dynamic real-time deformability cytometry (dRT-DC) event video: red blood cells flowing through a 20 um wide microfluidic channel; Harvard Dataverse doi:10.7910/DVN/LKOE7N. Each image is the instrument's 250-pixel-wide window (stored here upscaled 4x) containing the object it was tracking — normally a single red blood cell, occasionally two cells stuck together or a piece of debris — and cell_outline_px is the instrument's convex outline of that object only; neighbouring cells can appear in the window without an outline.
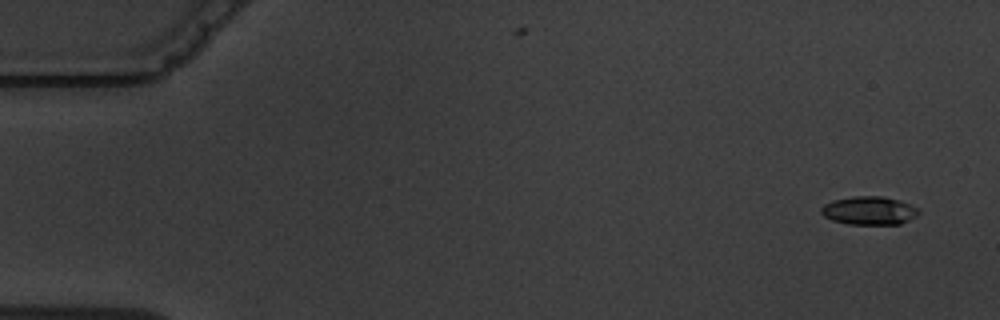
{"species": "common noctule bat (a hibernating species)", "species_latin": "Nyctalus noctula", "temperature_condition": "warm", "stored_images_in_passage": 5, "camera_frame_rate_fps": 3000, "um_per_image_px": 0.085, "animal": {"sex": "male", "body_mass_g": 19.5, "forearm_length_mm": 54.6}, "frame": {"image": 1, "passage_image": 1, "time_ms": 0.0, "image_size_px": [1000, 320], "cell_outline_px": [[920, 212], [916, 216], [900, 224], [848, 224], [832, 220], [824, 216], [820, 212], [820, 208], [824, 204], [832, 200], [852, 196], [884, 196], [900, 200], [920, 208]], "centroid_in_image_um": [73.88, 17.89], "position_along_channel_um": 11.1, "area_um2": 16.3}}